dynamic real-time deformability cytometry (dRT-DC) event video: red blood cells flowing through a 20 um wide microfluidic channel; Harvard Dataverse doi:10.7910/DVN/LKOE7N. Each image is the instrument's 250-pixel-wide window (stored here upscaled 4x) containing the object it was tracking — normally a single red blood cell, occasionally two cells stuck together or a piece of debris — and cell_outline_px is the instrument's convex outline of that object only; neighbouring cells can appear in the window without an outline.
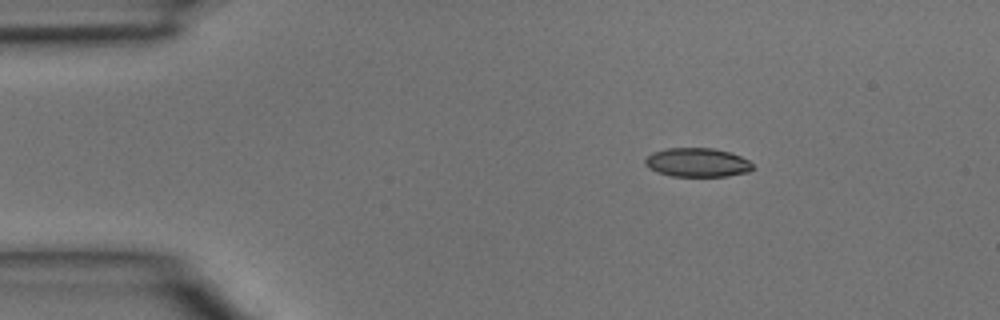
{"species": "common noctule bat (a hibernating species)", "species_latin": "Nyctalus noctula", "temperature_condition": "room temperature", "stored_images_in_passage": 3, "camera_frame_rate_fps": 3000, "um_per_image_px": 0.085, "animal": {"sex": "male", "body_mass_g": 15.6}, "frame": {"image": 1, "passage_image": 1, "time_ms": 0.0, "image_size_px": [1000, 320], "cell_outline_px": [[752, 168], [748, 172], [728, 176], [672, 176], [656, 172], [648, 168], [644, 164], [644, 160], [652, 152], [664, 148], [712, 148], [728, 152], [740, 156], [748, 160], [752, 164]], "centroid_in_image_um": [59.22, 13.81], "position_along_channel_um": 25.8, "area_um2": 18.15}}
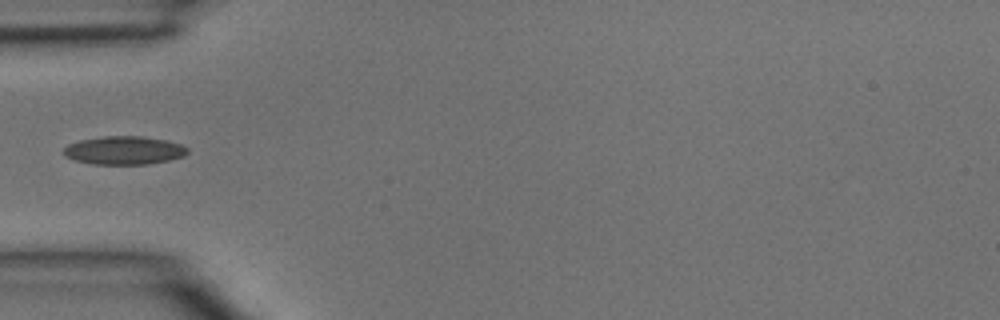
{"frame": {"image": 2, "passage_image": 3, "time_ms": 0.667, "image_size_px": [1000, 320], "cell_outline_px": [[188, 152], [184, 156], [168, 160], [148, 164], [92, 164], [76, 160], [64, 156], [64, 148], [68, 144], [80, 140], [104, 136], [144, 136], [164, 140], [180, 144], [188, 148]], "centroid_in_image_um": [10.54, 12.78], "position_along_channel_um": 74.5, "area_um2": 20.35}}